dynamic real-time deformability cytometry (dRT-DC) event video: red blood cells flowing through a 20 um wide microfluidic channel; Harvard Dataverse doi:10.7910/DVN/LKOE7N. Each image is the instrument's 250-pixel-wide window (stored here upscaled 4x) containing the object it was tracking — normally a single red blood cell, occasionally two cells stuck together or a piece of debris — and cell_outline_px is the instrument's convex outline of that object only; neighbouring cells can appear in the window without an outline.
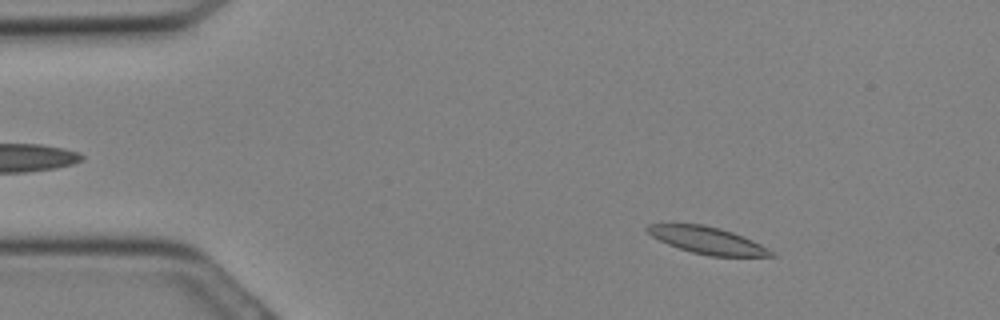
{"species": "Egyptian fruit bat (a non-hibernating species)", "species_latin": "Rousettus aegyptiacus", "temperature_condition": "cold", "stored_images_in_passage": 30, "camera_frame_rate_fps": 3000, "um_per_image_px": 0.085, "animal": {"sex": "female"}, "frame": {"image": 1, "passage_image": 4, "time_ms": 1.0, "image_size_px": [1000, 320], "cell_outline_px": [[776, 256], [708, 256], [692, 252], [668, 244], [652, 236], [644, 228], [648, 224], [704, 224], [720, 228], [732, 232], [752, 240], [776, 252]], "centroid_in_image_um": [60.15, 20.43], "position_along_channel_um": 24.9, "area_um2": 19.31}}
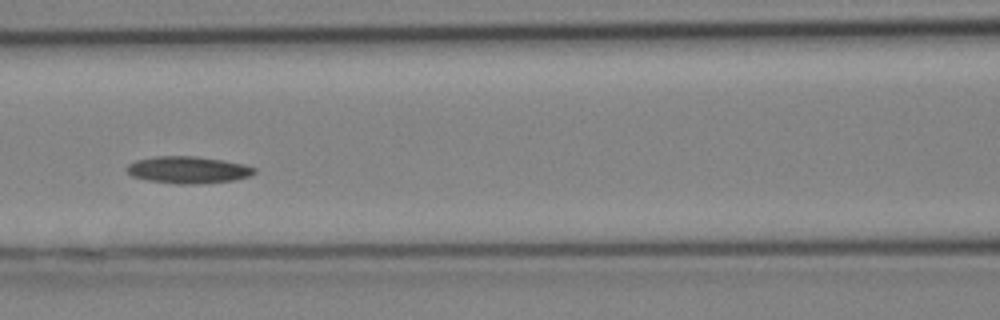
{"frame": {"image": 2, "passage_image": 13, "time_ms": 4.0, "image_size_px": [1000, 320], "cell_outline_px": [[256, 172], [248, 176], [232, 180], [196, 184], [176, 184], [148, 180], [132, 176], [124, 168], [128, 164], [136, 160], [156, 156], [196, 156], [224, 160], [244, 164], [256, 168]], "centroid_in_image_um": [15.96, 14.43], "position_along_channel_um": 150.6, "area_um2": 20.06}}
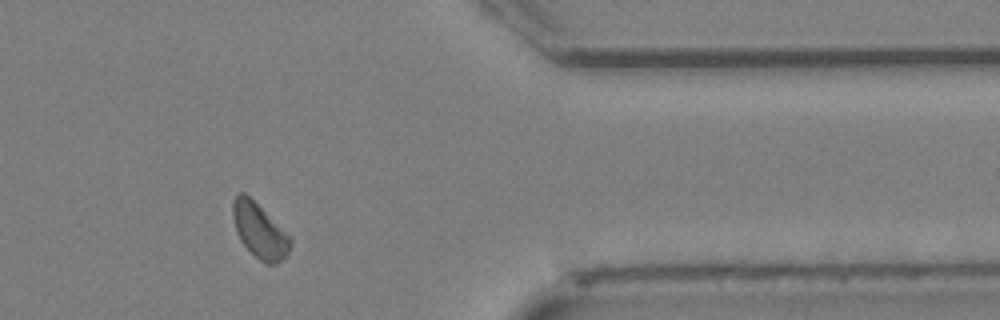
{"frame": {"image": 3, "passage_image": 25, "time_ms": 8.0, "image_size_px": [1000, 320], "cell_outline_px": [[292, 244], [288, 256], [276, 264], [264, 264], [240, 240], [236, 232], [232, 216], [232, 204], [236, 192], [244, 192], [292, 236]], "centroid_in_image_um": [22.09, 19.61], "position_along_channel_um": 389.3, "area_um2": 18.61}}